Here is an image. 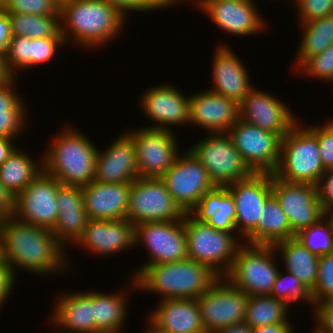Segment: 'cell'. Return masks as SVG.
Segmentation results:
<instances>
[{
	"mask_svg": "<svg viewBox=\"0 0 333 333\" xmlns=\"http://www.w3.org/2000/svg\"><path fill=\"white\" fill-rule=\"evenodd\" d=\"M272 195L286 214L295 234L324 217L325 211L318 198L317 185L287 182L272 174Z\"/></svg>",
	"mask_w": 333,
	"mask_h": 333,
	"instance_id": "2e32d148",
	"label": "cell"
},
{
	"mask_svg": "<svg viewBox=\"0 0 333 333\" xmlns=\"http://www.w3.org/2000/svg\"><path fill=\"white\" fill-rule=\"evenodd\" d=\"M148 323L150 326L148 325V330L145 333H167L155 327L150 321Z\"/></svg>",
	"mask_w": 333,
	"mask_h": 333,
	"instance_id": "94428289",
	"label": "cell"
},
{
	"mask_svg": "<svg viewBox=\"0 0 333 333\" xmlns=\"http://www.w3.org/2000/svg\"><path fill=\"white\" fill-rule=\"evenodd\" d=\"M273 246L244 244L224 276L248 296L270 295L279 270Z\"/></svg>",
	"mask_w": 333,
	"mask_h": 333,
	"instance_id": "52a82bcc",
	"label": "cell"
},
{
	"mask_svg": "<svg viewBox=\"0 0 333 333\" xmlns=\"http://www.w3.org/2000/svg\"><path fill=\"white\" fill-rule=\"evenodd\" d=\"M61 183L42 171L15 197L14 217L24 223L52 230L58 220L56 196Z\"/></svg>",
	"mask_w": 333,
	"mask_h": 333,
	"instance_id": "9a60e30c",
	"label": "cell"
},
{
	"mask_svg": "<svg viewBox=\"0 0 333 333\" xmlns=\"http://www.w3.org/2000/svg\"><path fill=\"white\" fill-rule=\"evenodd\" d=\"M189 150L206 168L216 186L244 180L254 173L227 133L207 134Z\"/></svg>",
	"mask_w": 333,
	"mask_h": 333,
	"instance_id": "ba28073f",
	"label": "cell"
},
{
	"mask_svg": "<svg viewBox=\"0 0 333 333\" xmlns=\"http://www.w3.org/2000/svg\"><path fill=\"white\" fill-rule=\"evenodd\" d=\"M55 333H56V332H55ZM57 333H65V332L59 331V330L57 329Z\"/></svg>",
	"mask_w": 333,
	"mask_h": 333,
	"instance_id": "a7ac6f4b",
	"label": "cell"
},
{
	"mask_svg": "<svg viewBox=\"0 0 333 333\" xmlns=\"http://www.w3.org/2000/svg\"><path fill=\"white\" fill-rule=\"evenodd\" d=\"M21 100L12 110L0 112V136L12 138L20 135L26 128L27 106Z\"/></svg>",
	"mask_w": 333,
	"mask_h": 333,
	"instance_id": "ee69618b",
	"label": "cell"
},
{
	"mask_svg": "<svg viewBox=\"0 0 333 333\" xmlns=\"http://www.w3.org/2000/svg\"><path fill=\"white\" fill-rule=\"evenodd\" d=\"M238 110L240 120L282 138L299 122L284 102L254 87L239 104Z\"/></svg>",
	"mask_w": 333,
	"mask_h": 333,
	"instance_id": "ac0fdd59",
	"label": "cell"
},
{
	"mask_svg": "<svg viewBox=\"0 0 333 333\" xmlns=\"http://www.w3.org/2000/svg\"><path fill=\"white\" fill-rule=\"evenodd\" d=\"M148 319L167 333H206L197 299H161Z\"/></svg>",
	"mask_w": 333,
	"mask_h": 333,
	"instance_id": "4316f807",
	"label": "cell"
},
{
	"mask_svg": "<svg viewBox=\"0 0 333 333\" xmlns=\"http://www.w3.org/2000/svg\"><path fill=\"white\" fill-rule=\"evenodd\" d=\"M324 217L329 222L331 229H332V234H333V209L325 211Z\"/></svg>",
	"mask_w": 333,
	"mask_h": 333,
	"instance_id": "91938a15",
	"label": "cell"
},
{
	"mask_svg": "<svg viewBox=\"0 0 333 333\" xmlns=\"http://www.w3.org/2000/svg\"><path fill=\"white\" fill-rule=\"evenodd\" d=\"M248 298L225 277H219L197 298L206 333L244 322Z\"/></svg>",
	"mask_w": 333,
	"mask_h": 333,
	"instance_id": "30bf717a",
	"label": "cell"
},
{
	"mask_svg": "<svg viewBox=\"0 0 333 333\" xmlns=\"http://www.w3.org/2000/svg\"><path fill=\"white\" fill-rule=\"evenodd\" d=\"M65 44L63 36L32 38L30 41L31 68L53 59L57 49Z\"/></svg>",
	"mask_w": 333,
	"mask_h": 333,
	"instance_id": "7bdbcfd3",
	"label": "cell"
},
{
	"mask_svg": "<svg viewBox=\"0 0 333 333\" xmlns=\"http://www.w3.org/2000/svg\"><path fill=\"white\" fill-rule=\"evenodd\" d=\"M289 308L284 301L270 295L249 296L244 323L253 329L278 323H290L287 318Z\"/></svg>",
	"mask_w": 333,
	"mask_h": 333,
	"instance_id": "e575fe53",
	"label": "cell"
},
{
	"mask_svg": "<svg viewBox=\"0 0 333 333\" xmlns=\"http://www.w3.org/2000/svg\"><path fill=\"white\" fill-rule=\"evenodd\" d=\"M303 31L298 47L294 69L298 70L309 58L314 57L333 44V15L300 24Z\"/></svg>",
	"mask_w": 333,
	"mask_h": 333,
	"instance_id": "836d02e7",
	"label": "cell"
},
{
	"mask_svg": "<svg viewBox=\"0 0 333 333\" xmlns=\"http://www.w3.org/2000/svg\"><path fill=\"white\" fill-rule=\"evenodd\" d=\"M75 244L103 256L130 250L136 247V225L127 219H90Z\"/></svg>",
	"mask_w": 333,
	"mask_h": 333,
	"instance_id": "44dd1931",
	"label": "cell"
},
{
	"mask_svg": "<svg viewBox=\"0 0 333 333\" xmlns=\"http://www.w3.org/2000/svg\"><path fill=\"white\" fill-rule=\"evenodd\" d=\"M183 222L188 259L207 265L219 277H224L243 245L242 238L234 234L237 232L220 231L206 222H199L190 213H185Z\"/></svg>",
	"mask_w": 333,
	"mask_h": 333,
	"instance_id": "5b68a950",
	"label": "cell"
},
{
	"mask_svg": "<svg viewBox=\"0 0 333 333\" xmlns=\"http://www.w3.org/2000/svg\"><path fill=\"white\" fill-rule=\"evenodd\" d=\"M132 278L131 290L160 294L162 299H197L219 276L207 265L185 259L145 266Z\"/></svg>",
	"mask_w": 333,
	"mask_h": 333,
	"instance_id": "3957f363",
	"label": "cell"
},
{
	"mask_svg": "<svg viewBox=\"0 0 333 333\" xmlns=\"http://www.w3.org/2000/svg\"><path fill=\"white\" fill-rule=\"evenodd\" d=\"M56 202L59 216L52 232L68 249L67 244L75 245L90 221L84 208L82 187L61 184L57 190Z\"/></svg>",
	"mask_w": 333,
	"mask_h": 333,
	"instance_id": "d4e9b609",
	"label": "cell"
},
{
	"mask_svg": "<svg viewBox=\"0 0 333 333\" xmlns=\"http://www.w3.org/2000/svg\"><path fill=\"white\" fill-rule=\"evenodd\" d=\"M183 154L179 153L161 180L175 202L185 213H189L202 196L216 185L206 168L189 149Z\"/></svg>",
	"mask_w": 333,
	"mask_h": 333,
	"instance_id": "7c38bea8",
	"label": "cell"
},
{
	"mask_svg": "<svg viewBox=\"0 0 333 333\" xmlns=\"http://www.w3.org/2000/svg\"><path fill=\"white\" fill-rule=\"evenodd\" d=\"M15 211V196L0 183V213L6 218L12 217Z\"/></svg>",
	"mask_w": 333,
	"mask_h": 333,
	"instance_id": "f5cc1de1",
	"label": "cell"
},
{
	"mask_svg": "<svg viewBox=\"0 0 333 333\" xmlns=\"http://www.w3.org/2000/svg\"><path fill=\"white\" fill-rule=\"evenodd\" d=\"M126 18L106 0H63L60 2L61 33L66 45L102 47L118 37ZM73 39V40H72Z\"/></svg>",
	"mask_w": 333,
	"mask_h": 333,
	"instance_id": "7a4b0ae2",
	"label": "cell"
},
{
	"mask_svg": "<svg viewBox=\"0 0 333 333\" xmlns=\"http://www.w3.org/2000/svg\"><path fill=\"white\" fill-rule=\"evenodd\" d=\"M185 0H181L180 2L182 3V2H184ZM187 1V0H186ZM188 1H190V2H192V3H196L197 5L202 1V0H188Z\"/></svg>",
	"mask_w": 333,
	"mask_h": 333,
	"instance_id": "03108f58",
	"label": "cell"
},
{
	"mask_svg": "<svg viewBox=\"0 0 333 333\" xmlns=\"http://www.w3.org/2000/svg\"><path fill=\"white\" fill-rule=\"evenodd\" d=\"M16 78L18 77L11 72L8 66L6 53H0V85L13 82Z\"/></svg>",
	"mask_w": 333,
	"mask_h": 333,
	"instance_id": "9f6ffc18",
	"label": "cell"
},
{
	"mask_svg": "<svg viewBox=\"0 0 333 333\" xmlns=\"http://www.w3.org/2000/svg\"><path fill=\"white\" fill-rule=\"evenodd\" d=\"M76 292L58 295L50 321L65 333H93V291Z\"/></svg>",
	"mask_w": 333,
	"mask_h": 333,
	"instance_id": "83f0119b",
	"label": "cell"
},
{
	"mask_svg": "<svg viewBox=\"0 0 333 333\" xmlns=\"http://www.w3.org/2000/svg\"><path fill=\"white\" fill-rule=\"evenodd\" d=\"M270 296L284 301L288 306H291L293 303L297 304L305 301L309 304L311 303L310 306H313L312 312L315 310L311 291L305 287V285L295 275L288 271H286V274H282L279 270Z\"/></svg>",
	"mask_w": 333,
	"mask_h": 333,
	"instance_id": "74e56055",
	"label": "cell"
},
{
	"mask_svg": "<svg viewBox=\"0 0 333 333\" xmlns=\"http://www.w3.org/2000/svg\"><path fill=\"white\" fill-rule=\"evenodd\" d=\"M9 0H0V9H3Z\"/></svg>",
	"mask_w": 333,
	"mask_h": 333,
	"instance_id": "e7e4bbea",
	"label": "cell"
},
{
	"mask_svg": "<svg viewBox=\"0 0 333 333\" xmlns=\"http://www.w3.org/2000/svg\"><path fill=\"white\" fill-rule=\"evenodd\" d=\"M141 107L155 125L148 128L167 129L169 126L189 124V96L171 84H160L145 91ZM173 124V125H172Z\"/></svg>",
	"mask_w": 333,
	"mask_h": 333,
	"instance_id": "ffe728a7",
	"label": "cell"
},
{
	"mask_svg": "<svg viewBox=\"0 0 333 333\" xmlns=\"http://www.w3.org/2000/svg\"><path fill=\"white\" fill-rule=\"evenodd\" d=\"M300 24L333 15V0H295Z\"/></svg>",
	"mask_w": 333,
	"mask_h": 333,
	"instance_id": "f6af8a7d",
	"label": "cell"
},
{
	"mask_svg": "<svg viewBox=\"0 0 333 333\" xmlns=\"http://www.w3.org/2000/svg\"><path fill=\"white\" fill-rule=\"evenodd\" d=\"M254 173H273L280 160L282 137L238 119L227 132Z\"/></svg>",
	"mask_w": 333,
	"mask_h": 333,
	"instance_id": "5bb4252c",
	"label": "cell"
},
{
	"mask_svg": "<svg viewBox=\"0 0 333 333\" xmlns=\"http://www.w3.org/2000/svg\"><path fill=\"white\" fill-rule=\"evenodd\" d=\"M124 292L104 294L93 291V333L122 332L129 299Z\"/></svg>",
	"mask_w": 333,
	"mask_h": 333,
	"instance_id": "4dcf8cb0",
	"label": "cell"
},
{
	"mask_svg": "<svg viewBox=\"0 0 333 333\" xmlns=\"http://www.w3.org/2000/svg\"><path fill=\"white\" fill-rule=\"evenodd\" d=\"M313 316L318 323L315 327L316 330L320 333H333V301H325L315 305Z\"/></svg>",
	"mask_w": 333,
	"mask_h": 333,
	"instance_id": "c3c4849f",
	"label": "cell"
},
{
	"mask_svg": "<svg viewBox=\"0 0 333 333\" xmlns=\"http://www.w3.org/2000/svg\"><path fill=\"white\" fill-rule=\"evenodd\" d=\"M144 245L149 261L140 266L133 278L148 265L188 259L187 238L183 219L168 222H144L136 225V244Z\"/></svg>",
	"mask_w": 333,
	"mask_h": 333,
	"instance_id": "8fae6325",
	"label": "cell"
},
{
	"mask_svg": "<svg viewBox=\"0 0 333 333\" xmlns=\"http://www.w3.org/2000/svg\"><path fill=\"white\" fill-rule=\"evenodd\" d=\"M308 75L307 77L333 82V44L328 46L318 55L309 58L298 72Z\"/></svg>",
	"mask_w": 333,
	"mask_h": 333,
	"instance_id": "60d3db41",
	"label": "cell"
},
{
	"mask_svg": "<svg viewBox=\"0 0 333 333\" xmlns=\"http://www.w3.org/2000/svg\"><path fill=\"white\" fill-rule=\"evenodd\" d=\"M171 6L177 4L178 2H180L181 0H166Z\"/></svg>",
	"mask_w": 333,
	"mask_h": 333,
	"instance_id": "be15d7a7",
	"label": "cell"
},
{
	"mask_svg": "<svg viewBox=\"0 0 333 333\" xmlns=\"http://www.w3.org/2000/svg\"><path fill=\"white\" fill-rule=\"evenodd\" d=\"M11 37L8 14L3 9H0V53H6Z\"/></svg>",
	"mask_w": 333,
	"mask_h": 333,
	"instance_id": "db71d44e",
	"label": "cell"
},
{
	"mask_svg": "<svg viewBox=\"0 0 333 333\" xmlns=\"http://www.w3.org/2000/svg\"><path fill=\"white\" fill-rule=\"evenodd\" d=\"M189 213L214 229L236 232V204L226 186H216L206 192Z\"/></svg>",
	"mask_w": 333,
	"mask_h": 333,
	"instance_id": "f1b7e54d",
	"label": "cell"
},
{
	"mask_svg": "<svg viewBox=\"0 0 333 333\" xmlns=\"http://www.w3.org/2000/svg\"><path fill=\"white\" fill-rule=\"evenodd\" d=\"M239 104L210 90L189 96V124L208 134L227 133L239 119Z\"/></svg>",
	"mask_w": 333,
	"mask_h": 333,
	"instance_id": "7402d4cb",
	"label": "cell"
},
{
	"mask_svg": "<svg viewBox=\"0 0 333 333\" xmlns=\"http://www.w3.org/2000/svg\"><path fill=\"white\" fill-rule=\"evenodd\" d=\"M115 9H117L126 19L129 12L141 11L148 12L166 7L171 5L166 0H106ZM128 12V13H127Z\"/></svg>",
	"mask_w": 333,
	"mask_h": 333,
	"instance_id": "7dc6e473",
	"label": "cell"
},
{
	"mask_svg": "<svg viewBox=\"0 0 333 333\" xmlns=\"http://www.w3.org/2000/svg\"><path fill=\"white\" fill-rule=\"evenodd\" d=\"M253 0H202L197 6L226 33L247 36L266 28Z\"/></svg>",
	"mask_w": 333,
	"mask_h": 333,
	"instance_id": "d6986e66",
	"label": "cell"
},
{
	"mask_svg": "<svg viewBox=\"0 0 333 333\" xmlns=\"http://www.w3.org/2000/svg\"><path fill=\"white\" fill-rule=\"evenodd\" d=\"M16 81L17 78L13 82L0 85V112H8L12 110L21 100H23L20 95H18L19 93L16 92Z\"/></svg>",
	"mask_w": 333,
	"mask_h": 333,
	"instance_id": "f907efd6",
	"label": "cell"
},
{
	"mask_svg": "<svg viewBox=\"0 0 333 333\" xmlns=\"http://www.w3.org/2000/svg\"><path fill=\"white\" fill-rule=\"evenodd\" d=\"M184 215L161 178H138L132 182L126 213L132 224L182 220Z\"/></svg>",
	"mask_w": 333,
	"mask_h": 333,
	"instance_id": "9c48e42d",
	"label": "cell"
},
{
	"mask_svg": "<svg viewBox=\"0 0 333 333\" xmlns=\"http://www.w3.org/2000/svg\"><path fill=\"white\" fill-rule=\"evenodd\" d=\"M290 323H278L253 329V333H294Z\"/></svg>",
	"mask_w": 333,
	"mask_h": 333,
	"instance_id": "11a10c76",
	"label": "cell"
},
{
	"mask_svg": "<svg viewBox=\"0 0 333 333\" xmlns=\"http://www.w3.org/2000/svg\"><path fill=\"white\" fill-rule=\"evenodd\" d=\"M15 275L9 265L0 258V308L7 300L14 287Z\"/></svg>",
	"mask_w": 333,
	"mask_h": 333,
	"instance_id": "816d5d0a",
	"label": "cell"
},
{
	"mask_svg": "<svg viewBox=\"0 0 333 333\" xmlns=\"http://www.w3.org/2000/svg\"><path fill=\"white\" fill-rule=\"evenodd\" d=\"M132 183L103 184L92 181L82 186L83 203L90 219H126Z\"/></svg>",
	"mask_w": 333,
	"mask_h": 333,
	"instance_id": "484cf974",
	"label": "cell"
},
{
	"mask_svg": "<svg viewBox=\"0 0 333 333\" xmlns=\"http://www.w3.org/2000/svg\"><path fill=\"white\" fill-rule=\"evenodd\" d=\"M6 219V217L0 213V239H1V233H2V226H3V222Z\"/></svg>",
	"mask_w": 333,
	"mask_h": 333,
	"instance_id": "6125c7cd",
	"label": "cell"
},
{
	"mask_svg": "<svg viewBox=\"0 0 333 333\" xmlns=\"http://www.w3.org/2000/svg\"><path fill=\"white\" fill-rule=\"evenodd\" d=\"M317 138L322 164L325 170L333 169V120L324 125L307 127Z\"/></svg>",
	"mask_w": 333,
	"mask_h": 333,
	"instance_id": "bcb514c9",
	"label": "cell"
},
{
	"mask_svg": "<svg viewBox=\"0 0 333 333\" xmlns=\"http://www.w3.org/2000/svg\"><path fill=\"white\" fill-rule=\"evenodd\" d=\"M26 36H12L7 47L6 57L11 72L17 77L19 69L31 68L30 41Z\"/></svg>",
	"mask_w": 333,
	"mask_h": 333,
	"instance_id": "b9f144b4",
	"label": "cell"
},
{
	"mask_svg": "<svg viewBox=\"0 0 333 333\" xmlns=\"http://www.w3.org/2000/svg\"><path fill=\"white\" fill-rule=\"evenodd\" d=\"M216 47L212 62L214 86L210 91L240 104L253 89L248 71L228 45L221 43Z\"/></svg>",
	"mask_w": 333,
	"mask_h": 333,
	"instance_id": "cb8c5ba5",
	"label": "cell"
},
{
	"mask_svg": "<svg viewBox=\"0 0 333 333\" xmlns=\"http://www.w3.org/2000/svg\"><path fill=\"white\" fill-rule=\"evenodd\" d=\"M36 162L26 151L16 148L0 166V183L16 197L43 171L42 161Z\"/></svg>",
	"mask_w": 333,
	"mask_h": 333,
	"instance_id": "d6a6232c",
	"label": "cell"
},
{
	"mask_svg": "<svg viewBox=\"0 0 333 333\" xmlns=\"http://www.w3.org/2000/svg\"><path fill=\"white\" fill-rule=\"evenodd\" d=\"M127 132L135 144L139 178H161L180 153L173 130L144 126Z\"/></svg>",
	"mask_w": 333,
	"mask_h": 333,
	"instance_id": "4fadbf2b",
	"label": "cell"
},
{
	"mask_svg": "<svg viewBox=\"0 0 333 333\" xmlns=\"http://www.w3.org/2000/svg\"><path fill=\"white\" fill-rule=\"evenodd\" d=\"M14 139L0 136V166L15 151Z\"/></svg>",
	"mask_w": 333,
	"mask_h": 333,
	"instance_id": "6f0895ef",
	"label": "cell"
},
{
	"mask_svg": "<svg viewBox=\"0 0 333 333\" xmlns=\"http://www.w3.org/2000/svg\"><path fill=\"white\" fill-rule=\"evenodd\" d=\"M295 238L312 254L320 257L333 253L332 229L325 217L316 224L300 230Z\"/></svg>",
	"mask_w": 333,
	"mask_h": 333,
	"instance_id": "8d00e7d4",
	"label": "cell"
},
{
	"mask_svg": "<svg viewBox=\"0 0 333 333\" xmlns=\"http://www.w3.org/2000/svg\"><path fill=\"white\" fill-rule=\"evenodd\" d=\"M139 178L135 144L124 132L104 151L98 149L94 180L103 184L132 183Z\"/></svg>",
	"mask_w": 333,
	"mask_h": 333,
	"instance_id": "603a6c76",
	"label": "cell"
},
{
	"mask_svg": "<svg viewBox=\"0 0 333 333\" xmlns=\"http://www.w3.org/2000/svg\"><path fill=\"white\" fill-rule=\"evenodd\" d=\"M12 36L44 38L63 36L60 16H42L30 14H8Z\"/></svg>",
	"mask_w": 333,
	"mask_h": 333,
	"instance_id": "d590c367",
	"label": "cell"
},
{
	"mask_svg": "<svg viewBox=\"0 0 333 333\" xmlns=\"http://www.w3.org/2000/svg\"><path fill=\"white\" fill-rule=\"evenodd\" d=\"M281 252L286 271L295 275L311 292L316 287L318 256L310 253L295 237L273 245Z\"/></svg>",
	"mask_w": 333,
	"mask_h": 333,
	"instance_id": "1f68e13d",
	"label": "cell"
},
{
	"mask_svg": "<svg viewBox=\"0 0 333 333\" xmlns=\"http://www.w3.org/2000/svg\"><path fill=\"white\" fill-rule=\"evenodd\" d=\"M3 10L7 14L60 16L59 0H9Z\"/></svg>",
	"mask_w": 333,
	"mask_h": 333,
	"instance_id": "ab89813d",
	"label": "cell"
},
{
	"mask_svg": "<svg viewBox=\"0 0 333 333\" xmlns=\"http://www.w3.org/2000/svg\"><path fill=\"white\" fill-rule=\"evenodd\" d=\"M325 171L316 136L297 122L282 138L280 160L272 174L287 182L317 185Z\"/></svg>",
	"mask_w": 333,
	"mask_h": 333,
	"instance_id": "8992f818",
	"label": "cell"
},
{
	"mask_svg": "<svg viewBox=\"0 0 333 333\" xmlns=\"http://www.w3.org/2000/svg\"><path fill=\"white\" fill-rule=\"evenodd\" d=\"M311 294L314 305L333 301V253L318 258L317 282Z\"/></svg>",
	"mask_w": 333,
	"mask_h": 333,
	"instance_id": "f35d334b",
	"label": "cell"
},
{
	"mask_svg": "<svg viewBox=\"0 0 333 333\" xmlns=\"http://www.w3.org/2000/svg\"><path fill=\"white\" fill-rule=\"evenodd\" d=\"M65 251L50 229L21 222L14 216L3 222L0 258L14 275L16 268L40 276L69 271Z\"/></svg>",
	"mask_w": 333,
	"mask_h": 333,
	"instance_id": "6da1fadb",
	"label": "cell"
},
{
	"mask_svg": "<svg viewBox=\"0 0 333 333\" xmlns=\"http://www.w3.org/2000/svg\"><path fill=\"white\" fill-rule=\"evenodd\" d=\"M312 333V332H311ZM313 333H320L318 330L315 329V331L313 330Z\"/></svg>",
	"mask_w": 333,
	"mask_h": 333,
	"instance_id": "003e7915",
	"label": "cell"
},
{
	"mask_svg": "<svg viewBox=\"0 0 333 333\" xmlns=\"http://www.w3.org/2000/svg\"><path fill=\"white\" fill-rule=\"evenodd\" d=\"M66 127L44 152L43 171L63 185L82 187L94 180L98 147L80 130Z\"/></svg>",
	"mask_w": 333,
	"mask_h": 333,
	"instance_id": "277c9868",
	"label": "cell"
},
{
	"mask_svg": "<svg viewBox=\"0 0 333 333\" xmlns=\"http://www.w3.org/2000/svg\"><path fill=\"white\" fill-rule=\"evenodd\" d=\"M318 198L324 211L333 209V169L326 170L317 183Z\"/></svg>",
	"mask_w": 333,
	"mask_h": 333,
	"instance_id": "681fc988",
	"label": "cell"
},
{
	"mask_svg": "<svg viewBox=\"0 0 333 333\" xmlns=\"http://www.w3.org/2000/svg\"><path fill=\"white\" fill-rule=\"evenodd\" d=\"M226 187L236 204V231L244 241L256 229L263 207L272 195V173H253Z\"/></svg>",
	"mask_w": 333,
	"mask_h": 333,
	"instance_id": "e0dca14e",
	"label": "cell"
},
{
	"mask_svg": "<svg viewBox=\"0 0 333 333\" xmlns=\"http://www.w3.org/2000/svg\"><path fill=\"white\" fill-rule=\"evenodd\" d=\"M295 235L286 214L271 195L263 207L256 229L244 240L246 244L273 246Z\"/></svg>",
	"mask_w": 333,
	"mask_h": 333,
	"instance_id": "f546056e",
	"label": "cell"
},
{
	"mask_svg": "<svg viewBox=\"0 0 333 333\" xmlns=\"http://www.w3.org/2000/svg\"><path fill=\"white\" fill-rule=\"evenodd\" d=\"M212 333H253V328L242 322L215 330Z\"/></svg>",
	"mask_w": 333,
	"mask_h": 333,
	"instance_id": "680465c9",
	"label": "cell"
}]
</instances>
